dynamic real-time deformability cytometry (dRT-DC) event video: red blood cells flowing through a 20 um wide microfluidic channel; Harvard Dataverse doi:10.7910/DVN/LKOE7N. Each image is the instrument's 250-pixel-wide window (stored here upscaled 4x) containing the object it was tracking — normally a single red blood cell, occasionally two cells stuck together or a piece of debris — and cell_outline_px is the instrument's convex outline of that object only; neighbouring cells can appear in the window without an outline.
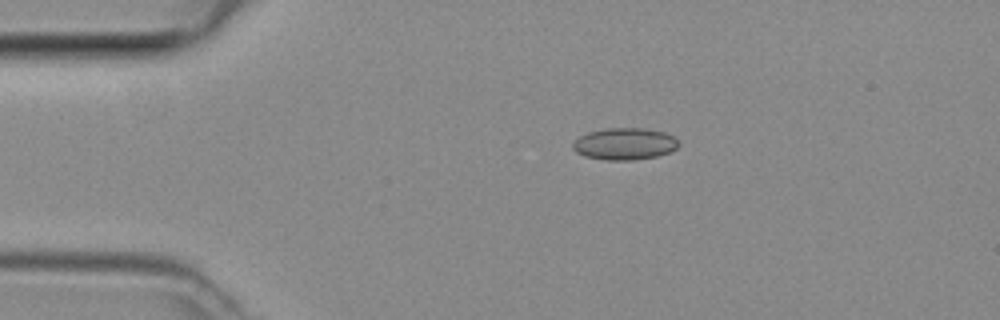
{"species": "common noctule bat (a hibernating species)", "species_latin": "Nyctalus noctula", "temperature_condition": "room temperature", "stored_images_in_passage": 4, "camera_frame_rate_fps": 3000, "um_per_image_px": 0.085, "animal": {"sex": "female", "body_mass_g": 29.2, "forearm_length_mm": 56.3}, "frame": {"image": 1, "passage_image": 2, "time_ms": 0.333, "image_size_px": [1000, 320], "cell_outline_px": [[680, 144], [676, 148], [668, 152], [656, 156], [632, 160], [608, 160], [584, 156], [576, 152], [572, 148], [572, 144], [580, 136], [588, 132], [604, 128], [644, 128], [664, 132], [672, 136]], "centroid_in_image_um": [53.07, 12.22], "position_along_channel_um": 31.9, "area_um2": 19.54}}
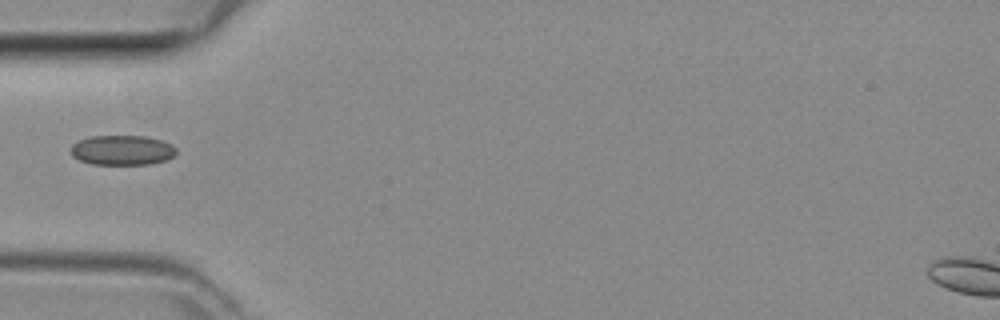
{"frame": {"image": 2, "passage_image": 4, "time_ms": 1.0, "image_size_px": [1000, 320], "cell_outline_px": [[176, 152], [168, 160], [148, 164], [92, 164], [80, 160], [72, 156], [68, 148], [72, 144], [80, 140], [92, 136], [144, 136], [160, 140], [172, 144], [176, 148]], "centroid_in_image_um": [10.36, 12.76], "position_along_channel_um": 74.6, "area_um2": 18.38}}